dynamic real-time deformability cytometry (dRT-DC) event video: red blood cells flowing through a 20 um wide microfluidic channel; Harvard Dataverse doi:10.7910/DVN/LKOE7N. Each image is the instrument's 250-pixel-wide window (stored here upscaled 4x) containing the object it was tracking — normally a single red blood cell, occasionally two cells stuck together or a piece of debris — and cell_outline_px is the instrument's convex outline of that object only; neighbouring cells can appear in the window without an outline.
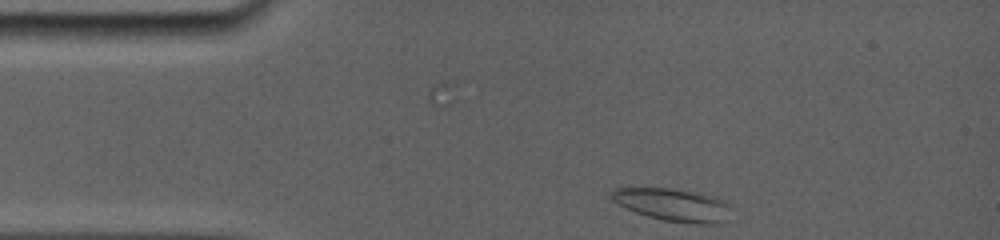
{"species": "common noctule bat (a hibernating species)", "species_latin": "Nyctalus noctula", "temperature_condition": "room temperature", "stored_images_in_passage": 63, "camera_frame_rate_fps": 5000, "um_per_image_px": 0.085, "animal": {"sex": "female", "body_mass_g": 19.0, "forearm_length_mm": 56.7}, "frame": {"image": 1, "passage_image": 1, "time_ms": 0.0, "image_size_px": [1000, 240], "cell_outline_px": [[732, 204], [716, 224], [700, 224], [664, 220], [648, 216], [636, 212], [612, 200], [612, 192], [616, 188], [672, 188], [700, 192], [724, 200]], "centroid_in_image_um": [57.19, 17.38], "position_along_channel_um": 27.8, "area_um2": 22.2}}
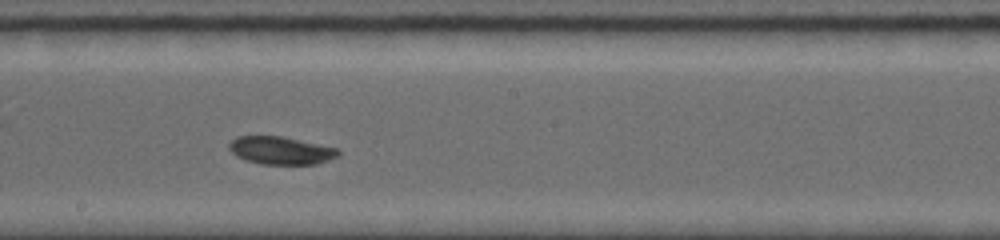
{"frame": {"image": 2, "passage_image": 39, "time_ms": 6.4, "image_size_px": [1000, 240], "cell_outline_px": [[340, 156], [316, 164], [260, 164], [244, 160], [236, 156], [228, 148], [228, 144], [236, 136], [280, 136], [336, 148], [340, 152]], "centroid_in_image_um": [23.83, 12.8], "position_along_channel_um": 224.4, "area_um2": 17.63}}
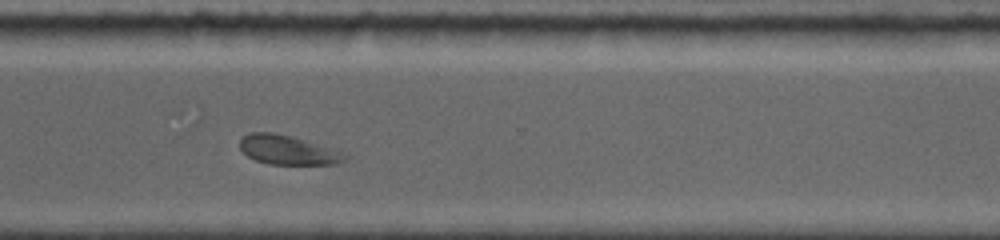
{"frame": {"image": 3, "passage_image": 62, "time_ms": 9.6, "image_size_px": [1000, 240], "cell_outline_px": [[348, 156], [344, 160], [336, 164], [268, 164], [256, 160], [248, 156], [240, 148], [240, 140], [248, 132], [272, 132], [292, 136], [348, 152]], "centroid_in_image_um": [24.52, 12.74], "position_along_channel_um": 346.1, "area_um2": 18.09}}